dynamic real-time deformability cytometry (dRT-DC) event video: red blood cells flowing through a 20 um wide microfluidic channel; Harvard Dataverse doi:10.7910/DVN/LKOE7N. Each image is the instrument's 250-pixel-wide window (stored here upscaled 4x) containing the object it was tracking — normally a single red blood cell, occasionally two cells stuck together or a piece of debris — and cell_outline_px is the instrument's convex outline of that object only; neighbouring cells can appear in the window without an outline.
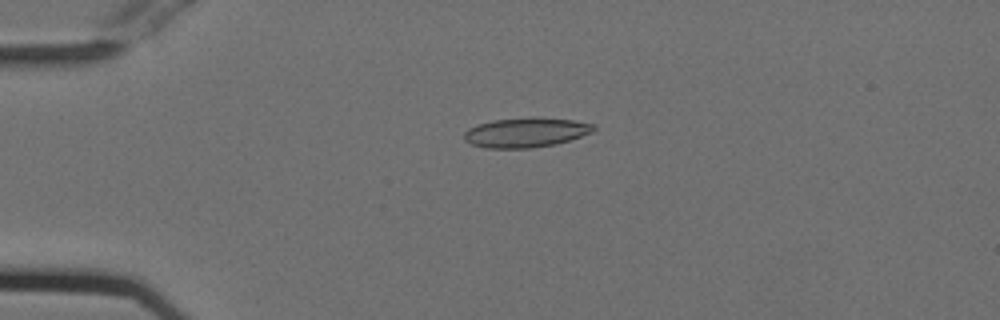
{"species": "Egyptian fruit bat (a non-hibernating species)", "species_latin": "Rousettus aegyptiacus", "temperature_condition": "cold", "stored_images_in_passage": 54, "camera_frame_rate_fps": 3000, "um_per_image_px": 0.085, "animal": {"sex": "female"}, "frame": {"image": 1, "passage_image": 13, "time_ms": 4.0, "image_size_px": [1000, 320], "cell_outline_px": [[596, 128], [592, 132], [556, 144], [532, 148], [484, 148], [472, 144], [464, 140], [464, 132], [468, 128], [476, 124], [492, 120], [532, 116], [572, 120], [596, 124]], "centroid_in_image_um": [44.67, 11.24], "position_along_channel_um": 40.3, "area_um2": 22.66}}
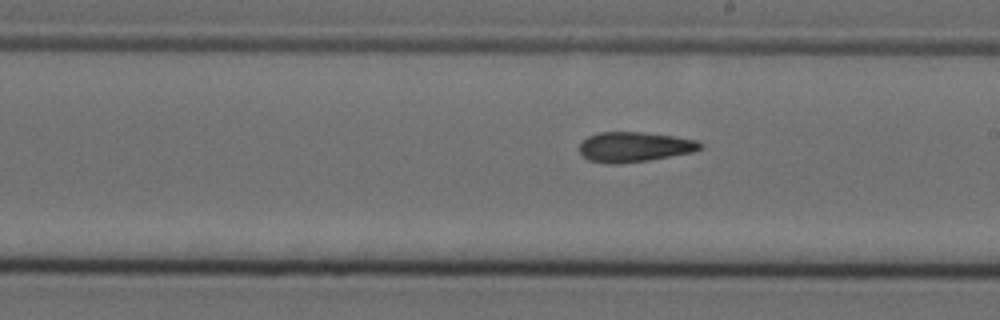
{"frame": {"image": 2, "passage_image": 31, "time_ms": 10.0, "image_size_px": [1000, 320], "cell_outline_px": [[704, 144], [700, 148], [692, 152], [648, 160], [620, 164], [608, 164], [588, 160], [580, 156], [580, 144], [588, 136], [600, 132], [640, 132], [672, 136], [696, 140]], "centroid_in_image_um": [53.87, 12.5], "position_along_channel_um": 235.1, "area_um2": 21.04}}
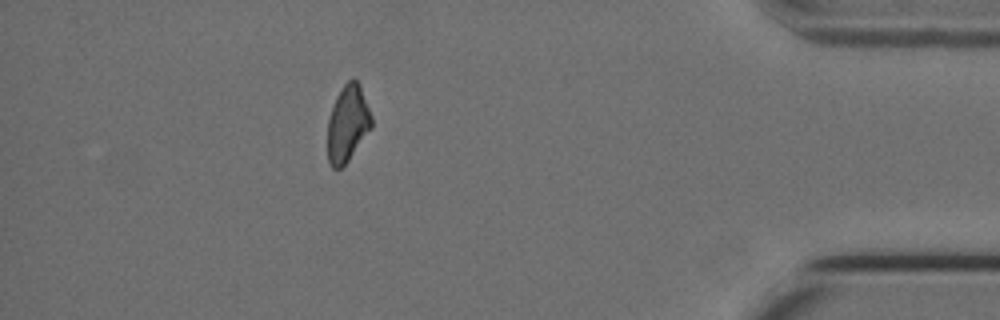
{"frame": {"image": 3, "passage_image": 48, "time_ms": 15.667, "image_size_px": [1000, 320], "cell_outline_px": [[372, 128], [348, 160], [340, 168], [332, 168], [328, 160], [328, 120], [336, 96], [344, 84], [352, 76], [360, 84], [372, 116]], "centroid_in_image_um": [29.56, 10.47], "position_along_channel_um": 405.6, "area_um2": 19.54}, "authors_computed_cell_mechanics": {"area_um2": 21.2415, "velocity_mm_per_s": 3.7862, "shape_relaxation_time_tau1_ms": null, "shape_relaxation_time_tau2_ms": 4.596, "deformation_change_tau1": null, "deformation_change_tau2": 0.1254}}